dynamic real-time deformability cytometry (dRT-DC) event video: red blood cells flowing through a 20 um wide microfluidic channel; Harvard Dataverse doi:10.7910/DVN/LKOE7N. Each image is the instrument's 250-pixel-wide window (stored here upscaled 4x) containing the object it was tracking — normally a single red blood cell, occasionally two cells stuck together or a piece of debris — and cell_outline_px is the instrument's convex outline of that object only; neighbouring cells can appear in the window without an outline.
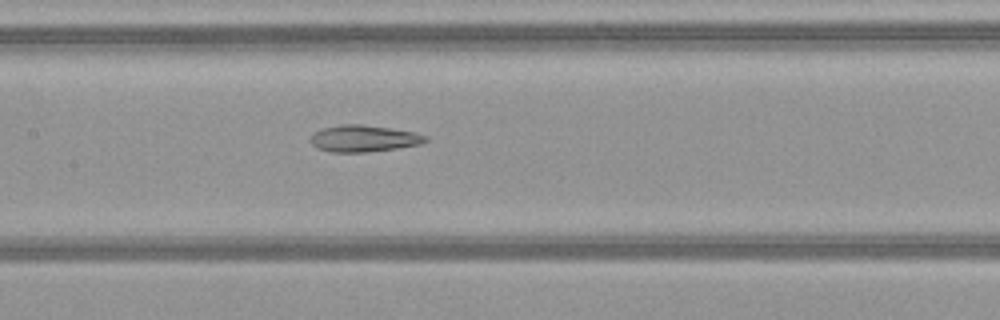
{"species": "common noctule bat (a hibernating species)", "species_latin": "Nyctalus noctula", "temperature_condition": "warm", "stored_images_in_passage": 49, "camera_frame_rate_fps": 3000, "um_per_image_px": 0.085, "animal": {"sex": "female", "body_mass_g": 21.9}, "frame": {"image": 1, "passage_image": 24, "time_ms": 7.667, "image_size_px": [1000, 320], "cell_outline_px": [[428, 140], [420, 144], [396, 148], [368, 152], [332, 152], [316, 148], [308, 140], [312, 132], [320, 128], [344, 124], [360, 124], [416, 132], [428, 136]], "centroid_in_image_um": [30.86, 11.77], "position_along_channel_um": 176.5, "area_um2": 18.03}}
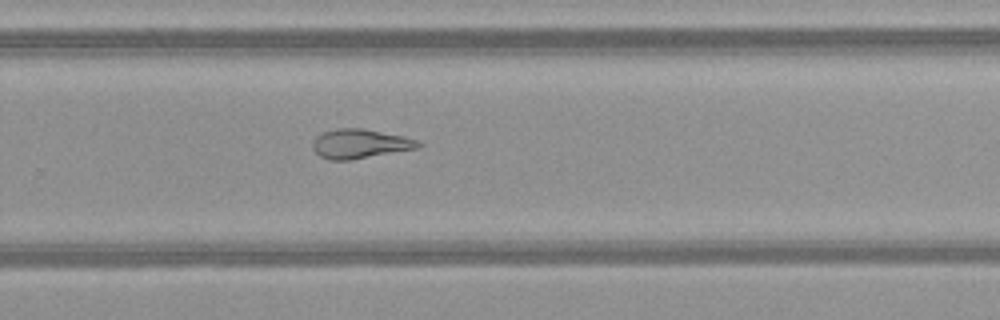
{"frame": {"image": 2, "passage_image": 33, "time_ms": 10.667, "image_size_px": [1000, 320], "cell_outline_px": [[424, 144], [416, 148], [348, 160], [328, 160], [320, 156], [312, 148], [312, 144], [316, 136], [324, 132], [336, 128], [360, 128], [404, 136], [416, 140]], "centroid_in_image_um": [30.56, 12.21], "position_along_channel_um": 299.2, "area_um2": 17.74}}
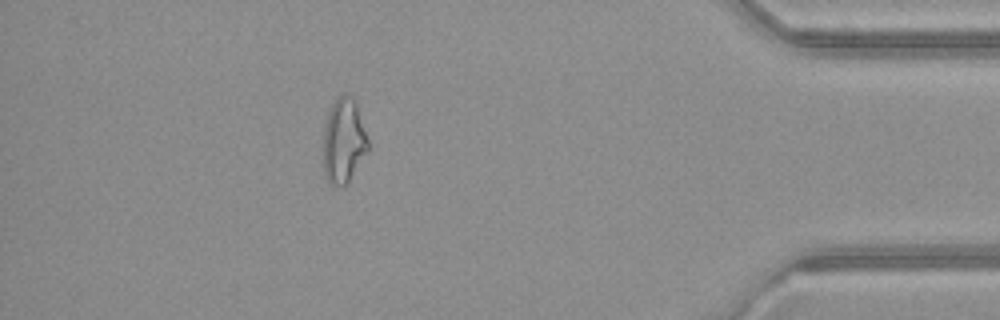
{"frame": {"image": 3, "passage_image": 44, "time_ms": 14.333, "image_size_px": [1000, 320], "cell_outline_px": [[368, 152], [348, 184], [344, 188], [336, 188], [328, 184], [324, 176], [324, 128], [328, 112], [332, 104], [340, 92], [352, 96], [356, 100], [368, 140]], "centroid_in_image_um": [29.22, 12.02], "position_along_channel_um": 406.0, "area_um2": 22.83}, "authors_computed_cell_mechanics": {"area_um2": 21.9062, "velocity_mm_per_s": 4.1053, "shape_relaxation_time_tau1_ms": null, "shape_relaxation_time_tau2_ms": 2.1046, "deformation_change_tau1": null, "deformation_change_tau2": 0.1121}}